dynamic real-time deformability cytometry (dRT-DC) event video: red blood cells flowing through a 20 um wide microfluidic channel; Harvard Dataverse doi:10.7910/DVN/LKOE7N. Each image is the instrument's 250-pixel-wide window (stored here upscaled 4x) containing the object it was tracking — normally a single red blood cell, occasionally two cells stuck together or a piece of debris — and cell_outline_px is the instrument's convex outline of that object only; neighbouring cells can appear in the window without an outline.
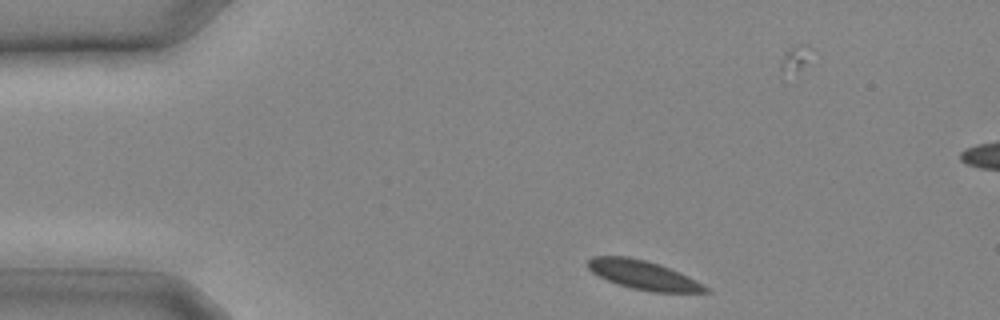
{"species": "common noctule bat (a hibernating species)", "species_latin": "Nyctalus noctula", "temperature_condition": "cold", "stored_images_in_passage": 7, "camera_frame_rate_fps": 3000, "um_per_image_px": 0.085, "animal": {"sex": "male", "body_mass_g": 20.4}, "frame": {"image": 1, "passage_image": 1, "time_ms": 0.0, "image_size_px": [1000, 320], "cell_outline_px": [[712, 292], [652, 292], [632, 288], [616, 284], [592, 272], [588, 268], [588, 260], [592, 256], [628, 256], [660, 264], [696, 280], [704, 284]], "centroid_in_image_um": [54.68, 23.38], "position_along_channel_um": 30.3, "area_um2": 19.71}}
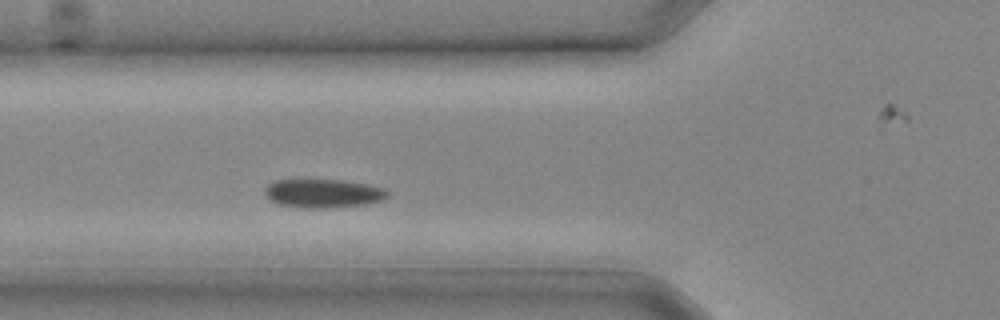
{"frame": {"image": 2, "passage_image": 6, "time_ms": 1.667, "image_size_px": [1000, 320], "cell_outline_px": [[388, 196], [384, 200], [364, 204], [324, 208], [304, 208], [276, 204], [264, 192], [264, 188], [268, 184], [276, 180], [344, 180], [364, 184], [380, 188], [388, 192]], "centroid_in_image_um": [27.43, 16.44], "position_along_channel_um": 98.4, "area_um2": 20.23}}